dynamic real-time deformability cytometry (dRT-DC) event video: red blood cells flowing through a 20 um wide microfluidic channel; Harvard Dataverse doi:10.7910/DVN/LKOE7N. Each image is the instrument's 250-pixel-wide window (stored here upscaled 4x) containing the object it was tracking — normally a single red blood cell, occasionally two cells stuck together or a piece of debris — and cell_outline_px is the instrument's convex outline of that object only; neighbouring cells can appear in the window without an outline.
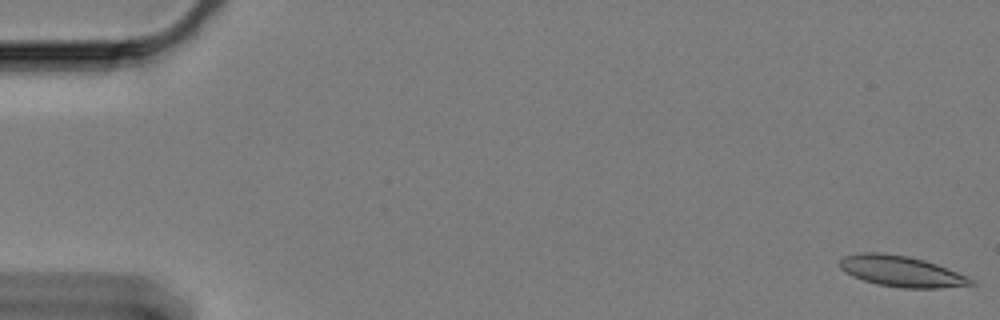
{"species": "Egyptian fruit bat (a non-hibernating species)", "species_latin": "Rousettus aegyptiacus", "temperature_condition": "cold", "stored_images_in_passage": 10, "camera_frame_rate_fps": 3000, "um_per_image_px": 0.085, "animal": {"sex": "female"}, "frame": {"image": 1, "passage_image": 1, "time_ms": 0.0, "image_size_px": [1000, 320], "cell_outline_px": [[976, 284], [940, 288], [904, 288], [876, 284], [852, 276], [844, 272], [840, 268], [840, 260], [844, 256], [860, 252], [876, 252], [908, 256], [924, 260], [936, 264], [968, 276]], "centroid_in_image_um": [76.59, 23.06], "position_along_channel_um": 8.4, "area_um2": 23.52}}